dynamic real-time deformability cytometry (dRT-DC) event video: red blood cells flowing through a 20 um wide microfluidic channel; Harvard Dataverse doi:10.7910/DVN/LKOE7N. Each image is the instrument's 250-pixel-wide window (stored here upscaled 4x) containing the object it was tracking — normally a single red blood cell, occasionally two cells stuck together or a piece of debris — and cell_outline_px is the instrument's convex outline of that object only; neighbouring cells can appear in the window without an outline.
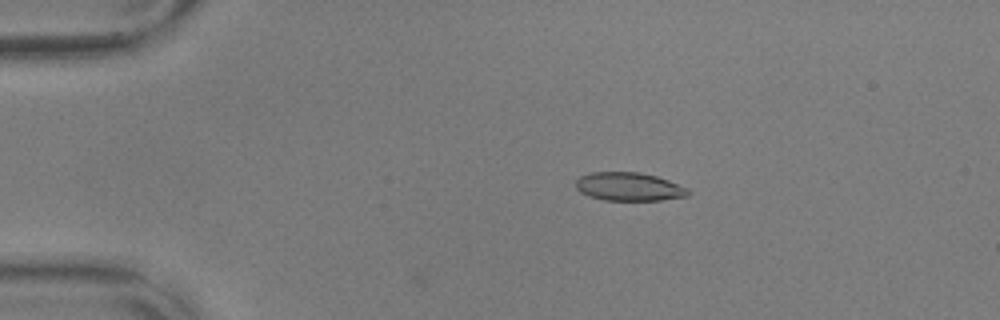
{"species": "common noctule bat (a hibernating species)", "species_latin": "Nyctalus noctula", "temperature_condition": "warm", "stored_images_in_passage": 6, "camera_frame_rate_fps": 3000, "um_per_image_px": 0.085, "animal": {"sex": "male", "body_mass_g": 17.9, "forearm_length_mm": 54.2}, "frame": {"image": 1, "passage_image": 1, "time_ms": 0.0, "image_size_px": [1000, 320], "cell_outline_px": [[688, 196], [660, 200], [604, 200], [588, 196], [580, 192], [576, 188], [576, 180], [580, 176], [592, 172], [640, 172], [656, 176], [668, 180], [688, 188]], "centroid_in_image_um": [53.44, 15.86], "position_along_channel_um": 31.6, "area_um2": 18.55}}